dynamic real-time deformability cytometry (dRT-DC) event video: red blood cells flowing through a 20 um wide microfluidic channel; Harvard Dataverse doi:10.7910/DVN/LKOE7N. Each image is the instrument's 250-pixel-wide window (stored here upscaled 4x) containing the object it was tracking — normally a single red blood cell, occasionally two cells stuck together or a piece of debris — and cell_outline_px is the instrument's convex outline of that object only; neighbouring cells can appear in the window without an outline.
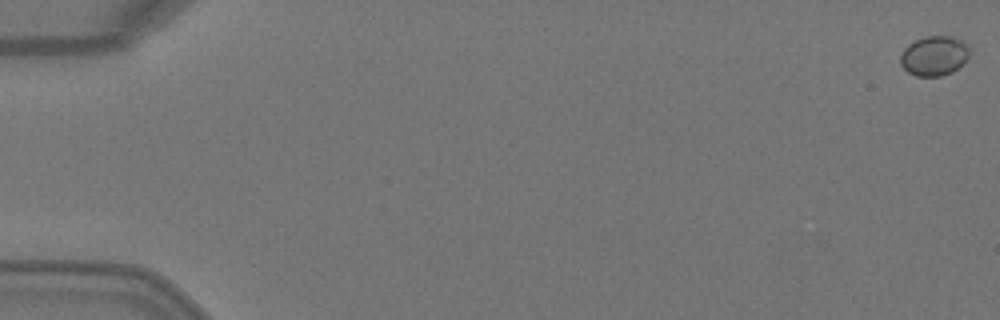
{"species": "Egyptian fruit bat (a non-hibernating species)", "species_latin": "Rousettus aegyptiacus", "temperature_condition": "warm", "stored_images_in_passage": 7, "camera_frame_rate_fps": 3000, "um_per_image_px": 0.085, "animal": {"sex": "female"}, "frame": {"image": 1, "passage_image": 1, "time_ms": 0.0, "image_size_px": [1000, 320], "cell_outline_px": [[968, 56], [952, 72], [940, 76], [916, 76], [908, 72], [900, 64], [900, 56], [904, 48], [908, 44], [916, 40], [928, 36], [952, 36], [968, 44]], "centroid_in_image_um": [79.37, 4.74], "position_along_channel_um": 5.6, "area_um2": 15.78}}
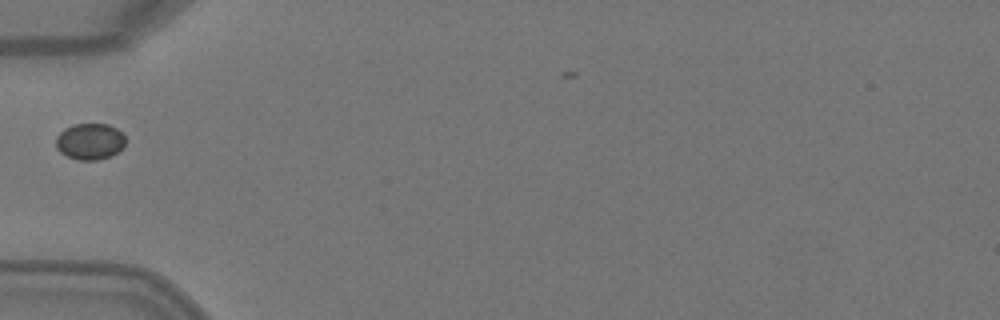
{"frame": {"image": 2, "passage_image": 6, "time_ms": 1.667, "image_size_px": [1000, 320], "cell_outline_px": [[124, 144], [116, 152], [108, 156], [96, 160], [80, 160], [68, 156], [60, 152], [56, 148], [56, 136], [64, 128], [72, 124], [108, 124], [116, 128], [124, 136]], "centroid_in_image_um": [7.59, 12.0], "position_along_channel_um": 77.4, "area_um2": 14.51}}
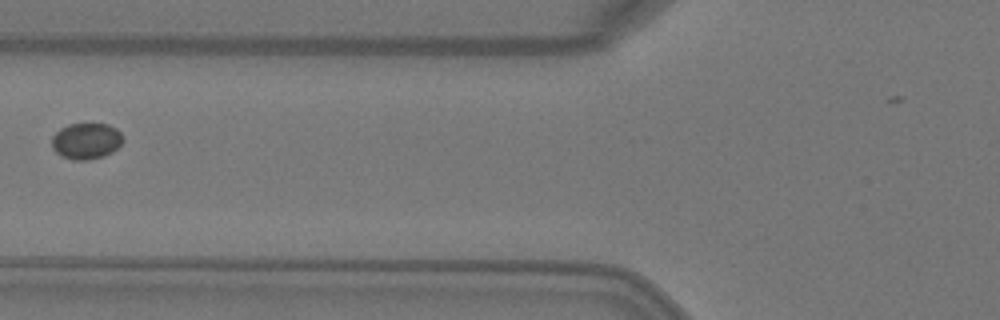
{"frame": {"image": 3, "passage_image": 7, "time_ms": 2.0, "image_size_px": [1000, 320], "cell_outline_px": [[124, 140], [112, 152], [104, 156], [88, 160], [72, 160], [56, 152], [52, 148], [52, 136], [60, 128], [68, 124], [108, 124], [116, 128], [120, 132]], "centroid_in_image_um": [7.33, 11.98], "position_along_channel_um": 118.5, "area_um2": 14.97}}